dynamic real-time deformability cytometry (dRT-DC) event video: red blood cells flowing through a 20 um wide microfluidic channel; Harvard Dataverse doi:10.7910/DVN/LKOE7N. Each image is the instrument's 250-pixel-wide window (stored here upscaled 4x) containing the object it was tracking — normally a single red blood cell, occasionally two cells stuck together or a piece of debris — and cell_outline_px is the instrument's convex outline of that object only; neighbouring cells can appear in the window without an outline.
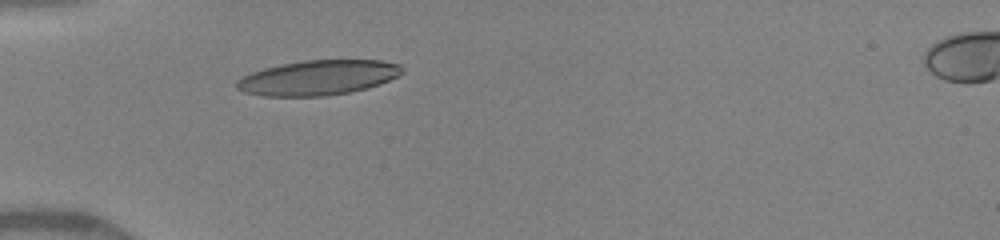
{"species": "human", "species_latin": "Homo sapiens", "temperature_condition": "warm", "stored_images_in_passage": 15, "camera_frame_rate_fps": 3000, "um_per_image_px": 0.085, "donor": {"sex": "female"}, "frame": {"image": 1, "passage_image": 1, "time_ms": 0.0, "image_size_px": [1000, 240], "cell_outline_px": [[404, 72], [380, 84], [352, 92], [324, 96], [260, 96], [244, 92], [236, 88], [236, 80], [252, 72], [264, 68], [280, 64], [304, 60], [380, 60], [400, 64], [404, 68]], "centroid_in_image_um": [27.03, 6.6], "position_along_channel_um": 58.0, "area_um2": 33.76}}
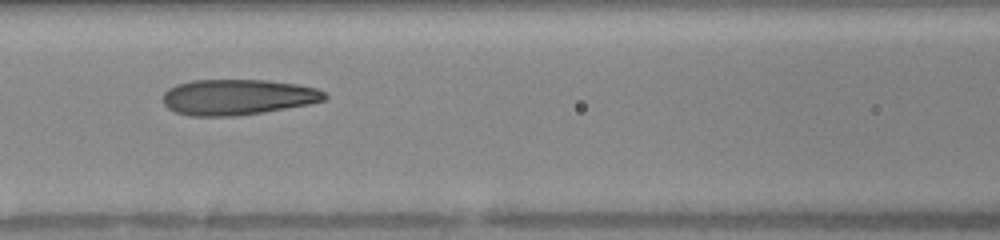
{"frame": {"image": 2, "passage_image": 5, "time_ms": 2.333, "image_size_px": [1000, 240], "cell_outline_px": [[328, 96], [324, 100], [308, 104], [264, 112], [236, 116], [188, 116], [176, 112], [168, 108], [164, 104], [164, 92], [168, 88], [176, 84], [192, 80], [268, 80], [296, 84], [316, 88], [324, 92]], "centroid_in_image_um": [20.18, 8.25], "position_along_channel_um": 146.4, "area_um2": 33.64}}